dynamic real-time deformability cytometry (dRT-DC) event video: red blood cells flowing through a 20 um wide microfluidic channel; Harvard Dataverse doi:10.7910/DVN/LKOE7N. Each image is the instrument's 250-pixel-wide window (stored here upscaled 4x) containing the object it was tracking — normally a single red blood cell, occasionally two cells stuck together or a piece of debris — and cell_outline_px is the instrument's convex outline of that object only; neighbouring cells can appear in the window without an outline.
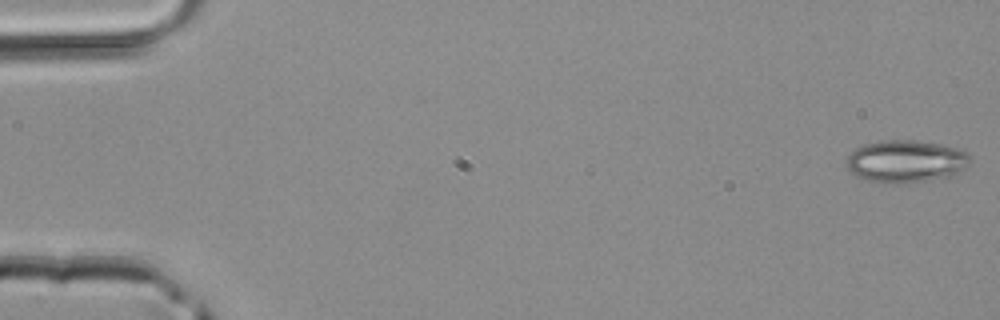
{"species": "common noctule bat (a hibernating species)", "species_latin": "Nyctalus noctula", "temperature_condition": "room temperature", "stored_images_in_passage": 4, "camera_frame_rate_fps": 3000, "um_per_image_px": 0.085, "animal": {"sex": "male", "body_mass_g": 20.4}, "frame": {"image": 1, "passage_image": 1, "time_ms": 0.0, "image_size_px": [1000, 320], "cell_outline_px": [[972, 160], [960, 172], [952, 176], [908, 184], [876, 184], [864, 180], [852, 172], [848, 168], [844, 160], [856, 148], [864, 144], [884, 140], [916, 140], [940, 144], [956, 148], [964, 152]], "centroid_in_image_um": [76.96, 13.74], "position_along_channel_um": 8.0, "area_um2": 31.04}}